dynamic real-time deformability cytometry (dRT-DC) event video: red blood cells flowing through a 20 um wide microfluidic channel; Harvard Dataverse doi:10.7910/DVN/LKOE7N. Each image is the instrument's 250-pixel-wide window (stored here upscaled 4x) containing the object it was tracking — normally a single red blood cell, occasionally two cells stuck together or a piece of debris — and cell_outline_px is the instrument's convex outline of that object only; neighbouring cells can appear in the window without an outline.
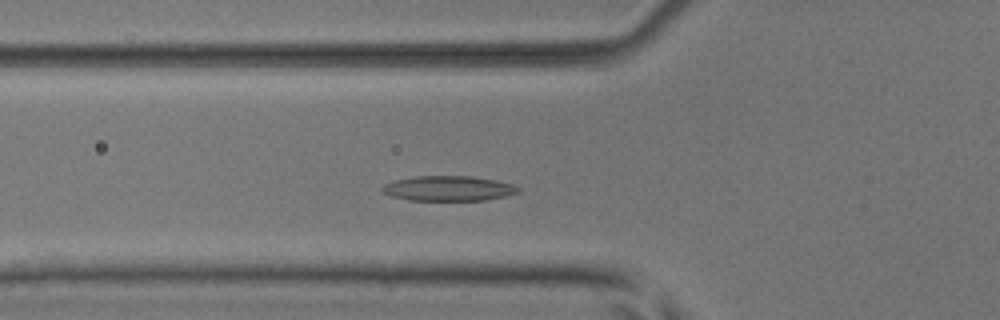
{"species": "common noctule bat (a hibernating species)", "species_latin": "Nyctalus noctula", "temperature_condition": "room temperature", "stored_images_in_passage": 44, "camera_frame_rate_fps": 3000, "um_per_image_px": 0.085, "animal": {"sex": "male", "body_mass_g": 17.9, "forearm_length_mm": 54.2}, "frame": {"image": 1, "passage_image": 12, "time_ms": 3.667, "image_size_px": [1000, 320], "cell_outline_px": [[520, 192], [488, 200], [408, 200], [392, 196], [380, 192], [380, 188], [384, 184], [396, 180], [412, 176], [472, 176], [496, 180], [512, 184], [520, 188]], "centroid_in_image_um": [38.1, 16.01], "position_along_channel_um": 87.7, "area_um2": 19.94}}
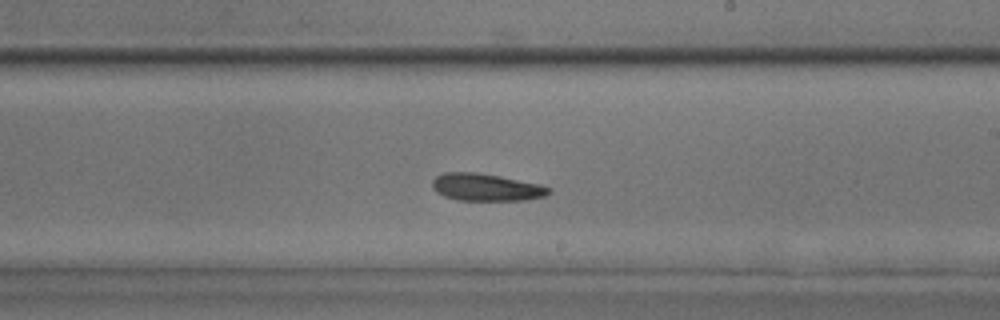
{"frame": {"image": 2, "passage_image": 24, "time_ms": 7.667, "image_size_px": [1000, 320], "cell_outline_px": [[552, 192], [544, 196], [524, 200], [456, 200], [444, 196], [436, 192], [432, 188], [432, 180], [436, 176], [444, 172], [476, 172], [500, 176], [540, 184], [552, 188]], "centroid_in_image_um": [41.31, 15.91], "position_along_channel_um": 247.7, "area_um2": 18.67}}
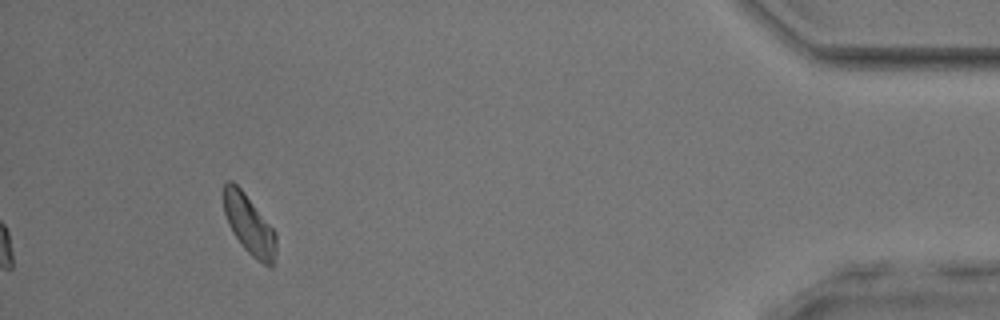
{"frame": {"image": 3, "passage_image": 41, "time_ms": 13.333, "image_size_px": [1000, 320], "cell_outline_px": [[276, 252], [272, 268], [268, 268], [256, 260], [244, 248], [232, 232], [228, 224], [224, 212], [224, 184], [228, 180], [232, 180], [244, 192], [276, 232]], "centroid_in_image_um": [21.2, 19.14], "position_along_channel_um": 414.0, "area_um2": 18.26}}